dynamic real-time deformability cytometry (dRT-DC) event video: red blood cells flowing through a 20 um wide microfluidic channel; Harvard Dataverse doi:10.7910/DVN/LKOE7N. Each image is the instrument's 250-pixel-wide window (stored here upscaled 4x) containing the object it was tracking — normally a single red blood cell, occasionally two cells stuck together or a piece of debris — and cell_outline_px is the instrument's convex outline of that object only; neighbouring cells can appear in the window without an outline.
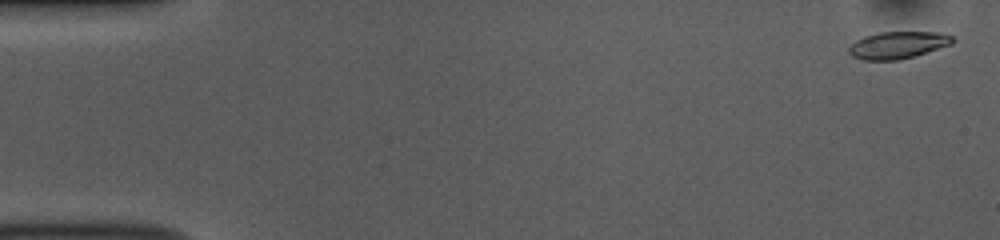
{"species": "common noctule bat (a hibernating species)", "species_latin": "Nyctalus noctula", "temperature_condition": "room temperature", "stored_images_in_passage": 53, "camera_frame_rate_fps": 3000, "um_per_image_px": 0.085, "animal": {"sex": "female", "body_mass_g": 10.0, "forearm_length_mm": 53.1}, "frame": {"image": 1, "passage_image": 2, "time_ms": 0.333, "image_size_px": [1000, 240], "cell_outline_px": [[952, 44], [916, 56], [900, 60], [860, 60], [852, 56], [848, 52], [848, 48], [856, 40], [864, 36], [880, 32], [940, 32], [952, 36]], "centroid_in_image_um": [76.29, 3.84], "position_along_channel_um": 8.7, "area_um2": 16.47}}
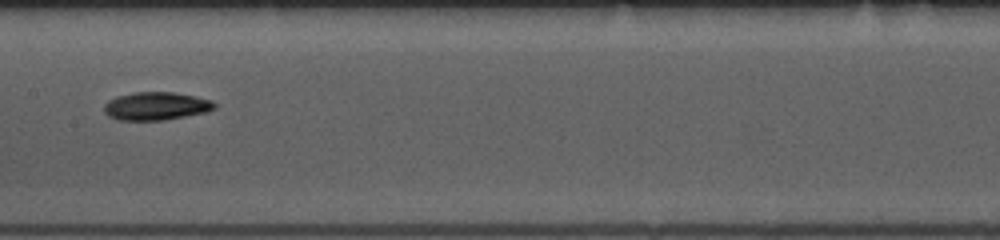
{"frame": {"image": 2, "passage_image": 27, "time_ms": 8.667, "image_size_px": [1000, 240], "cell_outline_px": [[216, 108], [208, 112], [164, 120], [120, 120], [108, 116], [104, 112], [104, 104], [108, 100], [116, 96], [136, 92], [172, 92], [196, 96], [212, 100], [216, 104]], "centroid_in_image_um": [13.28, 9.01], "position_along_channel_um": 194.1, "area_um2": 18.21}}
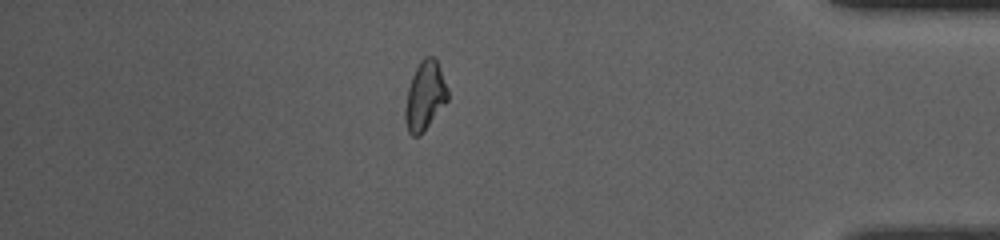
{"frame": {"image": 3, "passage_image": 46, "time_ms": 15.0, "image_size_px": [1000, 240], "cell_outline_px": [[448, 100], [424, 132], [420, 136], [412, 136], [408, 132], [404, 120], [404, 108], [408, 88], [412, 76], [420, 60], [424, 56], [432, 56], [436, 60], [440, 68], [448, 88]], "centroid_in_image_um": [36.11, 8.18], "position_along_channel_um": 399.1, "area_um2": 17.28}, "authors_computed_cell_mechanics": {"area_um2": 17.1666, "velocity_mm_per_s": 3.802, "shape_relaxation_time_tau1_ms": 3.2785, "shape_relaxation_time_tau2_ms": null, "deformation_change_tau1": 0.1202, "deformation_change_tau2": null}}